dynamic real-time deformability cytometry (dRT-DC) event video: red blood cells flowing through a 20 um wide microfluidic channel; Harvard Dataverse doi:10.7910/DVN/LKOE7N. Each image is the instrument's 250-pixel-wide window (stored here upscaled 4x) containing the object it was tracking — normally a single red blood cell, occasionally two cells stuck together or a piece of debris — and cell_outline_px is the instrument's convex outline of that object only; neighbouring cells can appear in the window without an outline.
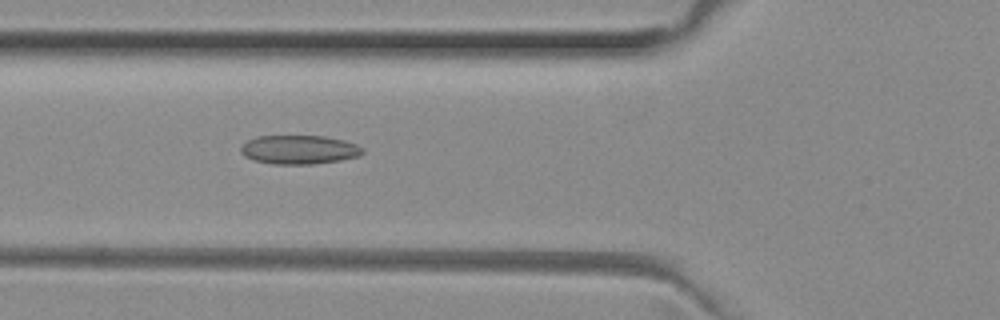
{"species": "common noctule bat (a hibernating species)", "species_latin": "Nyctalus noctula", "temperature_condition": "room temperature", "stored_images_in_passage": 33, "camera_frame_rate_fps": 3000, "um_per_image_px": 0.085, "animal": {"sex": "female", "body_mass_g": 29.2, "forearm_length_mm": 56.3}, "frame": {"image": 1, "passage_image": 4, "time_ms": 1.0, "image_size_px": [1000, 320], "cell_outline_px": [[364, 152], [360, 156], [340, 160], [312, 164], [272, 164], [252, 160], [244, 156], [240, 152], [240, 148], [248, 140], [256, 136], [324, 136], [344, 140], [356, 144], [364, 148]], "centroid_in_image_um": [25.43, 12.72], "position_along_channel_um": 100.4, "area_um2": 20.63}}
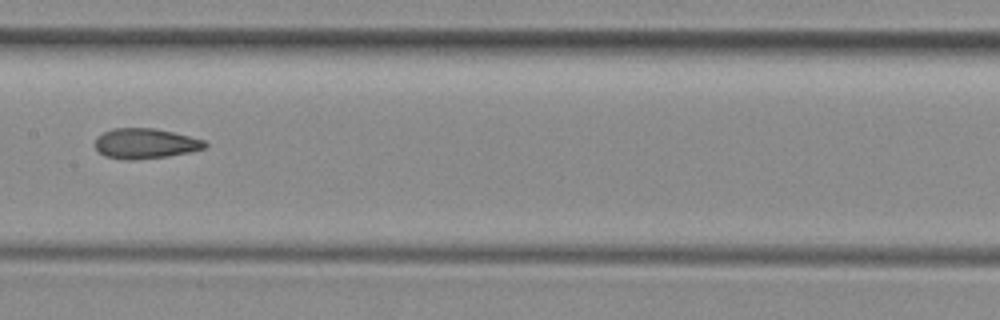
{"frame": {"image": 2, "passage_image": 11, "time_ms": 3.333, "image_size_px": [1000, 320], "cell_outline_px": [[208, 144], [204, 148], [188, 152], [168, 156], [132, 160], [124, 160], [104, 156], [96, 148], [96, 136], [112, 128], [156, 128], [204, 140]], "centroid_in_image_um": [12.32, 12.2], "position_along_channel_um": 195.1, "area_um2": 19.25}}
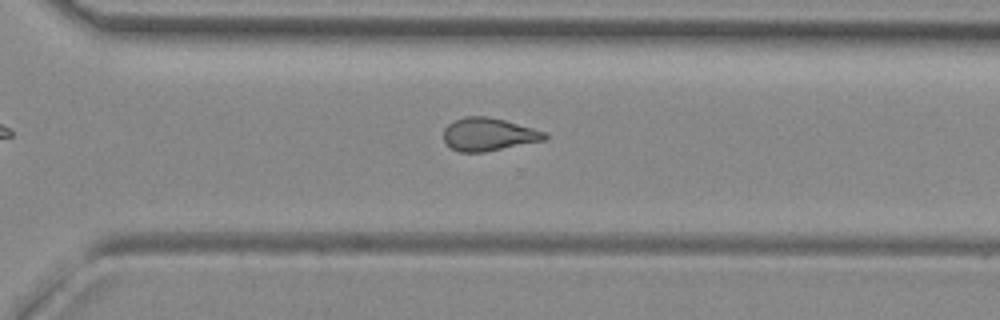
{"frame": {"image": 3, "passage_image": 21, "time_ms": 6.667, "image_size_px": [1000, 320], "cell_outline_px": [[548, 136], [544, 140], [484, 152], [460, 152], [452, 148], [444, 140], [444, 128], [452, 120], [464, 116], [488, 116], [504, 120], [532, 128], [544, 132]], "centroid_in_image_um": [41.48, 11.41], "position_along_channel_um": 329.1, "area_um2": 19.25}, "authors_computed_cell_mechanics": {"area_um2": 19.4786, "velocity_mm_per_s": 4.0429, "shape_relaxation_time_tau1_ms": null, "shape_relaxation_time_tau2_ms": 2.0158, "deformation_change_tau1": null, "deformation_change_tau2": 0.0908}}